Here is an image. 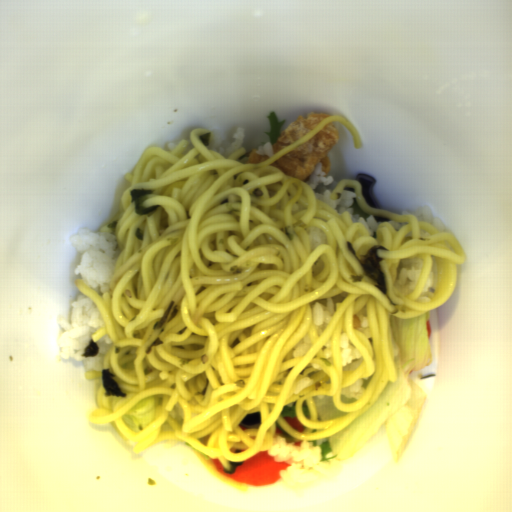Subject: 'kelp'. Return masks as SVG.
Returning <instances> with one entry per match:
<instances>
[{
	"mask_svg": "<svg viewBox=\"0 0 512 512\" xmlns=\"http://www.w3.org/2000/svg\"><path fill=\"white\" fill-rule=\"evenodd\" d=\"M240 426L246 427L251 430H257L261 424V413L259 412H251L245 414L244 417L239 422Z\"/></svg>",
	"mask_w": 512,
	"mask_h": 512,
	"instance_id": "5",
	"label": "kelp"
},
{
	"mask_svg": "<svg viewBox=\"0 0 512 512\" xmlns=\"http://www.w3.org/2000/svg\"><path fill=\"white\" fill-rule=\"evenodd\" d=\"M164 344V341L161 340L160 337H157L145 350V354H150L153 347L162 346Z\"/></svg>",
	"mask_w": 512,
	"mask_h": 512,
	"instance_id": "8",
	"label": "kelp"
},
{
	"mask_svg": "<svg viewBox=\"0 0 512 512\" xmlns=\"http://www.w3.org/2000/svg\"><path fill=\"white\" fill-rule=\"evenodd\" d=\"M154 190H146V189H132L129 193L130 199L134 205V210L138 215H145L147 217H151L156 213L158 207L160 205H154L150 207L142 206V200L145 196L153 195Z\"/></svg>",
	"mask_w": 512,
	"mask_h": 512,
	"instance_id": "2",
	"label": "kelp"
},
{
	"mask_svg": "<svg viewBox=\"0 0 512 512\" xmlns=\"http://www.w3.org/2000/svg\"><path fill=\"white\" fill-rule=\"evenodd\" d=\"M100 347L98 343L94 341V339H90L88 345H86L83 353L81 354L84 358H93L97 357L99 353Z\"/></svg>",
	"mask_w": 512,
	"mask_h": 512,
	"instance_id": "6",
	"label": "kelp"
},
{
	"mask_svg": "<svg viewBox=\"0 0 512 512\" xmlns=\"http://www.w3.org/2000/svg\"><path fill=\"white\" fill-rule=\"evenodd\" d=\"M101 380L105 396H119L124 398L127 396L119 388L115 376L110 369L104 368L101 370Z\"/></svg>",
	"mask_w": 512,
	"mask_h": 512,
	"instance_id": "3",
	"label": "kelp"
},
{
	"mask_svg": "<svg viewBox=\"0 0 512 512\" xmlns=\"http://www.w3.org/2000/svg\"><path fill=\"white\" fill-rule=\"evenodd\" d=\"M244 463L245 462H232V461L228 460L226 467L222 468V471L224 473L233 474V473H235L236 468L240 467Z\"/></svg>",
	"mask_w": 512,
	"mask_h": 512,
	"instance_id": "7",
	"label": "kelp"
},
{
	"mask_svg": "<svg viewBox=\"0 0 512 512\" xmlns=\"http://www.w3.org/2000/svg\"><path fill=\"white\" fill-rule=\"evenodd\" d=\"M212 132L205 133L199 136V140L205 145L208 146L211 143Z\"/></svg>",
	"mask_w": 512,
	"mask_h": 512,
	"instance_id": "9",
	"label": "kelp"
},
{
	"mask_svg": "<svg viewBox=\"0 0 512 512\" xmlns=\"http://www.w3.org/2000/svg\"><path fill=\"white\" fill-rule=\"evenodd\" d=\"M178 312L179 311L176 307V302L174 300H170L161 318L155 323L153 330L161 329L168 322H170L178 314Z\"/></svg>",
	"mask_w": 512,
	"mask_h": 512,
	"instance_id": "4",
	"label": "kelp"
},
{
	"mask_svg": "<svg viewBox=\"0 0 512 512\" xmlns=\"http://www.w3.org/2000/svg\"><path fill=\"white\" fill-rule=\"evenodd\" d=\"M345 244L366 275L374 281L375 286L384 294L388 295L386 276L380 265L383 258L378 257V250H390L378 244L367 250L360 260L351 242L346 240Z\"/></svg>",
	"mask_w": 512,
	"mask_h": 512,
	"instance_id": "1",
	"label": "kelp"
},
{
	"mask_svg": "<svg viewBox=\"0 0 512 512\" xmlns=\"http://www.w3.org/2000/svg\"><path fill=\"white\" fill-rule=\"evenodd\" d=\"M134 236H135V239H137L141 242L144 241L143 232H142L141 228H136Z\"/></svg>",
	"mask_w": 512,
	"mask_h": 512,
	"instance_id": "10",
	"label": "kelp"
}]
</instances>
